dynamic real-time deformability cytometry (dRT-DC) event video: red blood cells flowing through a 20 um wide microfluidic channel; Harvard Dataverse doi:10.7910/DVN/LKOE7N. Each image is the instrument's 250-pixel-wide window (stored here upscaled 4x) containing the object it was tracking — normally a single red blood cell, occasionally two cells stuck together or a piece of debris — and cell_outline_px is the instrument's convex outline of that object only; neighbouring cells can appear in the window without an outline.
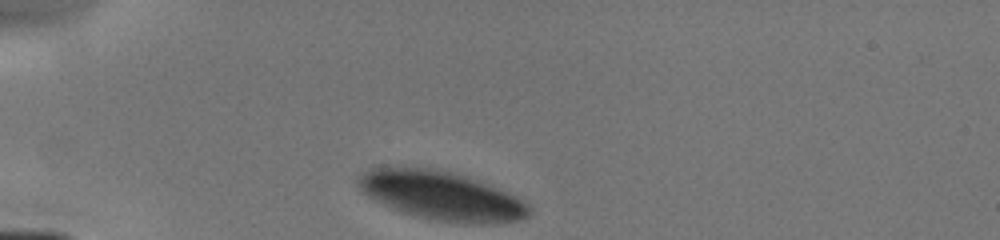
{"species": "human", "species_latin": "Homo sapiens", "temperature_condition": "cold", "stored_images_in_passage": 50, "camera_frame_rate_fps": 3000, "um_per_image_px": 0.085, "donor": {"sex": "male"}, "frame": {"image": 1, "passage_image": 1, "time_ms": 0.0, "image_size_px": [1000, 240], "cell_outline_px": [[532, 212], [528, 216], [520, 220], [496, 224], [460, 224], [436, 220], [404, 212], [372, 200], [356, 184], [356, 176], [372, 168], [432, 168], [448, 172], [496, 188], [516, 196], [524, 200], [532, 208]], "centroid_in_image_um": [37.54, 16.67], "position_along_channel_um": 47.5, "area_um2": 48.03}}
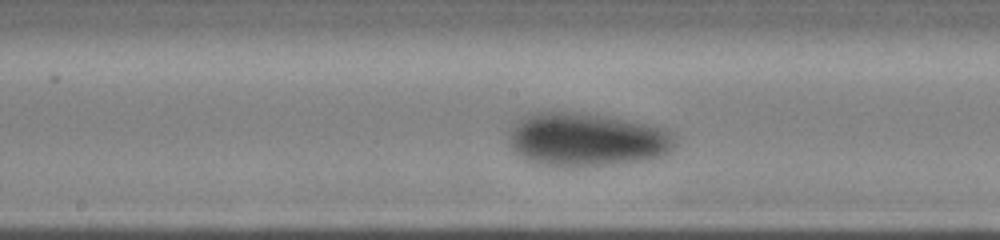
{"frame": {"image": 2, "passage_image": 27, "time_ms": 4.333, "image_size_px": [1000, 240], "cell_outline_px": [[676, 144], [672, 152], [664, 156], [648, 160], [580, 168], [556, 168], [540, 164], [528, 160], [512, 152], [508, 136], [512, 128], [524, 116], [532, 112], [576, 112], [608, 116], [668, 128], [672, 132]], "centroid_in_image_um": [49.9, 11.9], "position_along_channel_um": 198.3, "area_um2": 53.0}}
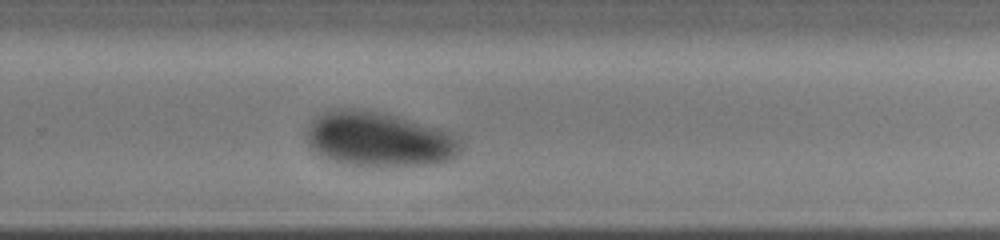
{"frame": {"image": 3, "passage_image": 44, "time_ms": 6.667, "image_size_px": [1000, 240], "cell_outline_px": [[464, 148], [452, 160], [432, 164], [348, 164], [328, 160], [320, 156], [304, 140], [304, 132], [308, 124], [320, 112], [328, 108], [364, 108], [396, 116], [456, 132], [460, 136]], "centroid_in_image_um": [32.2, 11.79], "position_along_channel_um": 297.6, "area_um2": 49.94}}